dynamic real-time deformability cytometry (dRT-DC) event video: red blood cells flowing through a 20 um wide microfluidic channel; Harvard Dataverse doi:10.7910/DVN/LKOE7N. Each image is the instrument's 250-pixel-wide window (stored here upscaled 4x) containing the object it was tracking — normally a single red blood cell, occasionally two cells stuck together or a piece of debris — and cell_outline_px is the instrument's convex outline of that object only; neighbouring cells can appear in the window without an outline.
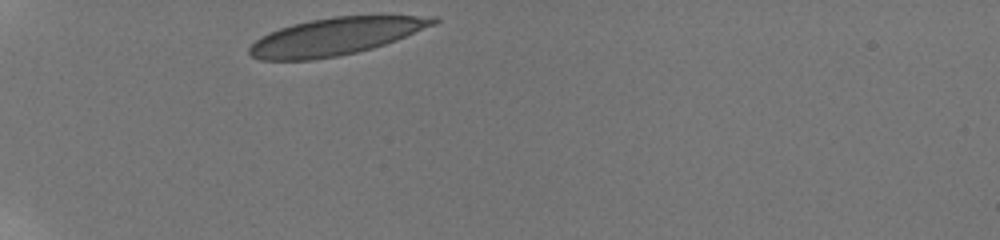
{"species": "human", "species_latin": "Homo sapiens", "temperature_condition": "room temperature", "stored_images_in_passage": 32, "camera_frame_rate_fps": 3000, "um_per_image_px": 0.085, "donor": {"sex": "male"}, "frame": {"image": 1, "passage_image": 1, "time_ms": 0.0, "image_size_px": [1000, 240], "cell_outline_px": [[440, 20], [436, 24], [396, 40], [372, 48], [356, 52], [336, 56], [308, 60], [260, 60], [252, 56], [248, 52], [248, 48], [260, 36], [268, 32], [292, 24], [308, 20], [332, 16], [436, 16]], "centroid_in_image_um": [28.5, 3.09], "position_along_channel_um": 56.5, "area_um2": 39.88}}
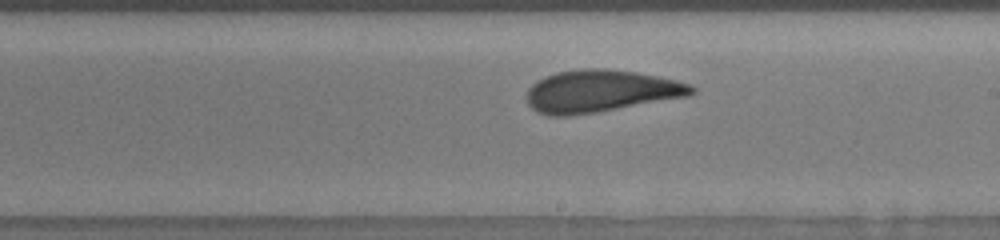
{"frame": {"image": 2, "passage_image": 18, "time_ms": 5.667, "image_size_px": [1000, 240], "cell_outline_px": [[696, 92], [688, 96], [596, 112], [568, 116], [552, 116], [536, 112], [528, 104], [528, 88], [532, 84], [544, 76], [556, 72], [584, 68], [604, 68], [636, 72], [676, 80], [692, 84], [696, 88]], "centroid_in_image_um": [51.05, 7.74], "position_along_channel_um": 238.0, "area_um2": 40.52}}
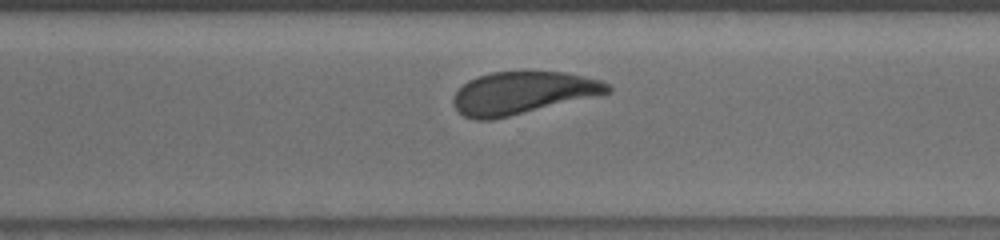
{"frame": {"image": 3, "passage_image": 25, "time_ms": 8.0, "image_size_px": [1000, 240], "cell_outline_px": [[612, 92], [492, 120], [476, 120], [464, 116], [452, 104], [452, 100], [456, 92], [468, 80], [492, 72], [564, 72], [584, 76], [600, 80], [608, 84], [612, 88]], "centroid_in_image_um": [44.41, 7.9], "position_along_channel_um": 326.2, "area_um2": 37.74}, "authors_computed_cell_mechanics": {"area_um2": 40.1132, "velocity_mm_per_s": 3.7856, "shape_relaxation_time_tau1_ms": 3.6799, "shape_relaxation_time_tau2_ms": 1.1683, "deformation_change_tau1": 0.14, "deformation_change_tau2": 0.077}}